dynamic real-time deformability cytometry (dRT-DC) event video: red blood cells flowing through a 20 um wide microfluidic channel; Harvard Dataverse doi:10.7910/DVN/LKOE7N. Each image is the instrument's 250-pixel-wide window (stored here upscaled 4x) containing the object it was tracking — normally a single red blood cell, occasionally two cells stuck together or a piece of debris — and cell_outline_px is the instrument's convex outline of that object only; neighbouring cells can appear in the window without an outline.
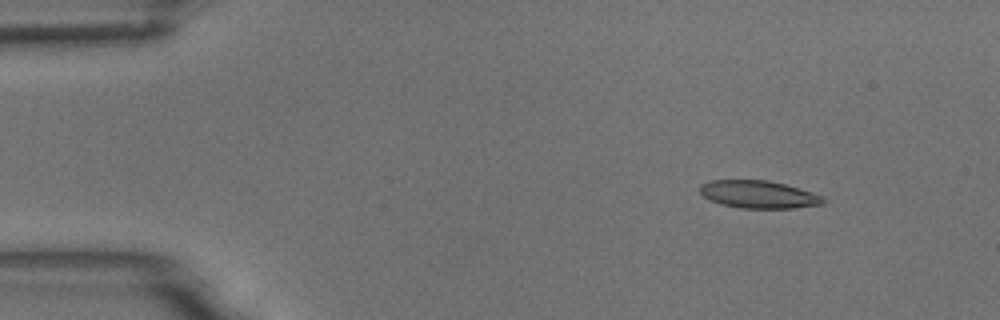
{"species": "common noctule bat (a hibernating species)", "species_latin": "Nyctalus noctula", "temperature_condition": "room temperature", "stored_images_in_passage": 49, "camera_frame_rate_fps": 3000, "um_per_image_px": 0.085, "animal": {"sex": "male", "body_mass_g": 18.8}, "frame": {"image": 1, "passage_image": 1, "time_ms": 0.0, "image_size_px": [1000, 320], "cell_outline_px": [[824, 204], [792, 208], [740, 208], [720, 204], [704, 196], [700, 192], [700, 184], [708, 180], [768, 180], [784, 184], [820, 196], [824, 200]], "centroid_in_image_um": [64.41, 16.52], "position_along_channel_um": 20.6, "area_um2": 19.54}}
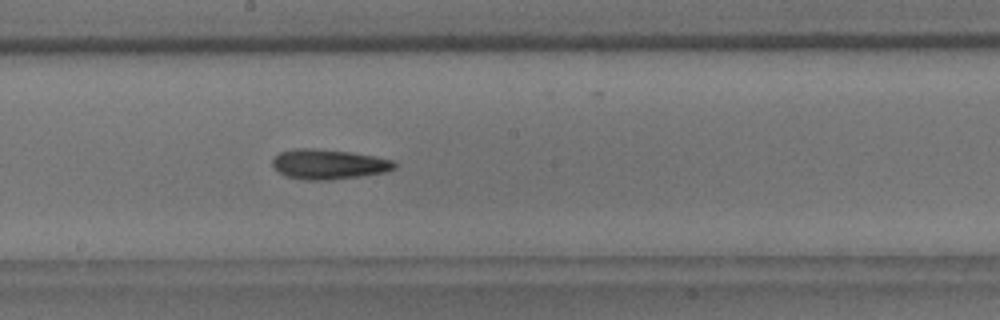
{"frame": {"image": 2, "passage_image": 24, "time_ms": 7.667, "image_size_px": [1000, 320], "cell_outline_px": [[396, 168], [384, 172], [360, 176], [328, 180], [304, 180], [288, 176], [280, 172], [272, 164], [272, 160], [280, 152], [296, 148], [312, 148], [348, 152], [372, 156], [392, 160], [396, 164]], "centroid_in_image_um": [27.92, 13.96], "position_along_channel_um": 220.3, "area_um2": 20.92}}
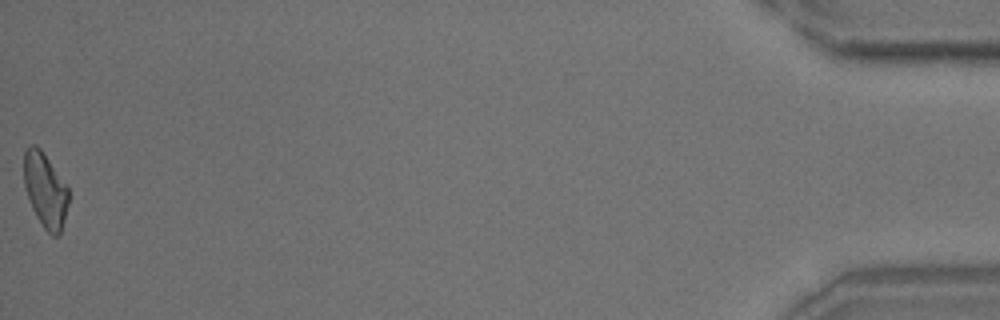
{"frame": {"image": 3, "passage_image": 49, "time_ms": 16.0, "image_size_px": [1000, 320], "cell_outline_px": [[68, 204], [64, 220], [60, 232], [56, 236], [52, 236], [44, 228], [36, 216], [32, 208], [24, 184], [24, 148], [28, 144], [36, 144], [40, 148], [68, 188]], "centroid_in_image_um": [3.82, 16.13], "position_along_channel_um": 431.4, "area_um2": 19.19}, "authors_computed_cell_mechanics": {"area_um2": 20.0566, "velocity_mm_per_s": 3.7148, "shape_relaxation_time_tau1_ms": 7.651, "shape_relaxation_time_tau2_ms": 10.2748, "deformation_change_tau1": 0.1815, "deformation_change_tau2": 0.2235}}